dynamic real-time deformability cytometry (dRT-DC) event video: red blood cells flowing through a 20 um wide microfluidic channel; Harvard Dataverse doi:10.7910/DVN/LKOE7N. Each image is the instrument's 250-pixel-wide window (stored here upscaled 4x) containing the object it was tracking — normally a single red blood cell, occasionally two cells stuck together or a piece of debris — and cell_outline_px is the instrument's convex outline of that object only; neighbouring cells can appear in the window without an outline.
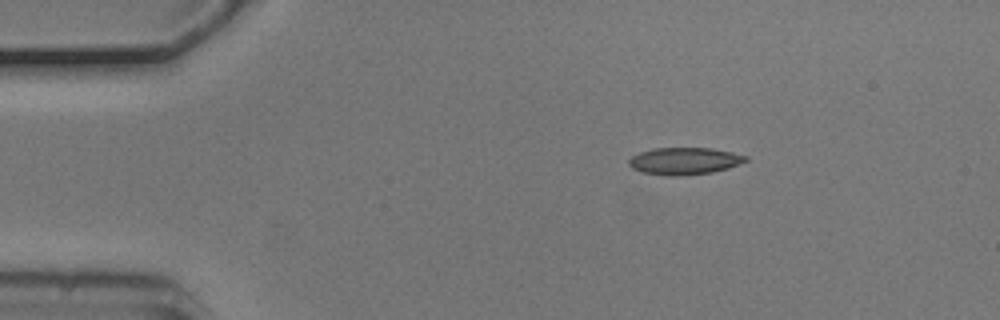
{"species": "common noctule bat (a hibernating species)", "species_latin": "Nyctalus noctula", "temperature_condition": "cold", "stored_images_in_passage": 3, "camera_frame_rate_fps": 3000, "um_per_image_px": 0.085, "animal": {"sex": "male", "body_mass_g": 20.5, "forearm_length_mm": 52.5}, "frame": {"image": 1, "passage_image": 1, "time_ms": 0.0, "image_size_px": [1000, 320], "cell_outline_px": [[748, 160], [728, 168], [712, 172], [676, 176], [668, 176], [640, 172], [632, 168], [628, 164], [628, 160], [632, 156], [640, 152], [652, 148], [712, 148], [732, 152], [748, 156]], "centroid_in_image_um": [58.15, 13.68], "position_along_channel_um": 26.9, "area_um2": 18.5}}
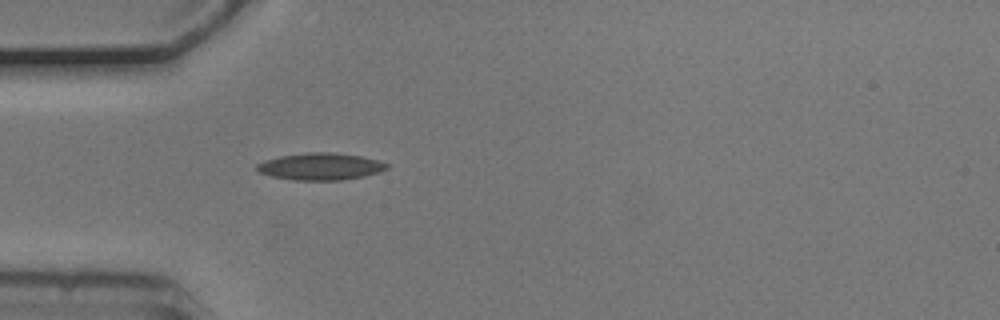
{"frame": {"image": 2, "passage_image": 3, "time_ms": 0.667, "image_size_px": [1000, 320], "cell_outline_px": [[388, 168], [380, 172], [364, 176], [340, 180], [296, 180], [272, 176], [260, 172], [256, 168], [256, 164], [264, 160], [280, 156], [308, 152], [332, 152], [360, 156], [376, 160], [388, 164]], "centroid_in_image_um": [27.23, 14.15], "position_along_channel_um": 57.8, "area_um2": 20.29}}